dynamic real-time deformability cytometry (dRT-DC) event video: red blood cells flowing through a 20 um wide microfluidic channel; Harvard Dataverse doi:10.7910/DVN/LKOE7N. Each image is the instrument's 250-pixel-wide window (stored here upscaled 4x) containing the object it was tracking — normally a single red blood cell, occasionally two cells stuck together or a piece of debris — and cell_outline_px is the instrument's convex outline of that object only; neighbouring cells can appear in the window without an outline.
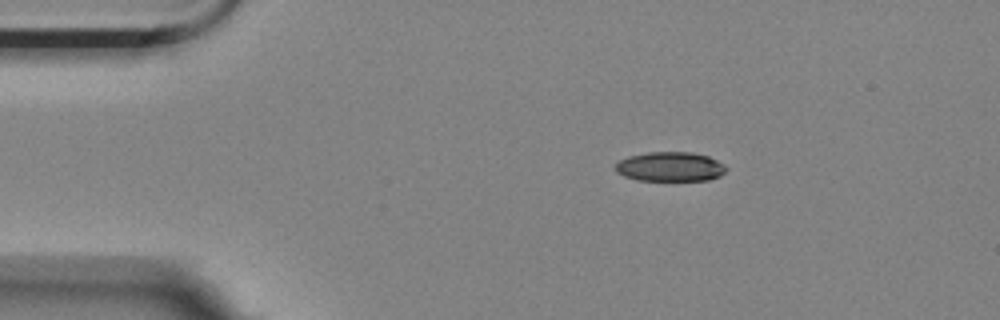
{"species": "Egyptian fruit bat (a non-hibernating species)", "species_latin": "Rousettus aegyptiacus", "temperature_condition": "room temperature", "stored_images_in_passage": 5, "camera_frame_rate_fps": 3000, "um_per_image_px": 0.085, "animal": {"sex": "female"}, "frame": {"image": 1, "passage_image": 1, "time_ms": 0.0, "image_size_px": [1000, 320], "cell_outline_px": [[728, 168], [720, 176], [708, 180], [636, 180], [624, 176], [616, 172], [616, 164], [620, 160], [628, 156], [648, 152], [692, 152], [708, 156], [724, 164]], "centroid_in_image_um": [56.97, 14.16], "position_along_channel_um": 28.0, "area_um2": 19.02}}
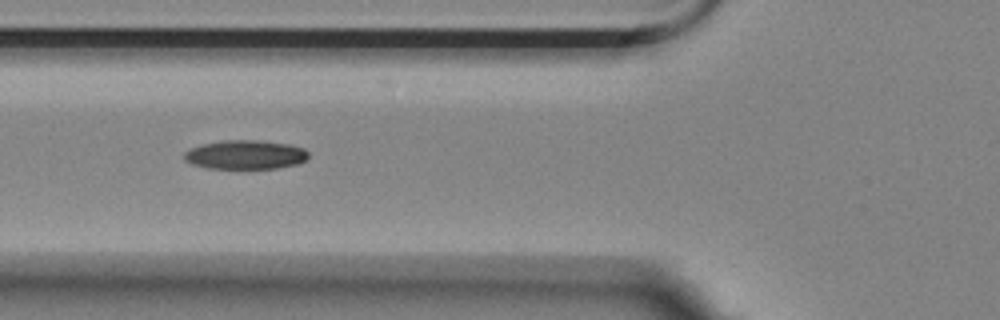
{"frame": {"image": 2, "passage_image": 4, "time_ms": 1.0, "image_size_px": [1000, 320], "cell_outline_px": [[308, 156], [304, 160], [296, 164], [276, 168], [208, 168], [192, 164], [184, 160], [184, 152], [200, 144], [220, 140], [256, 140], [288, 144], [304, 148], [308, 152]], "centroid_in_image_um": [20.82, 13.14], "position_along_channel_um": 105.0, "area_um2": 20.92}}
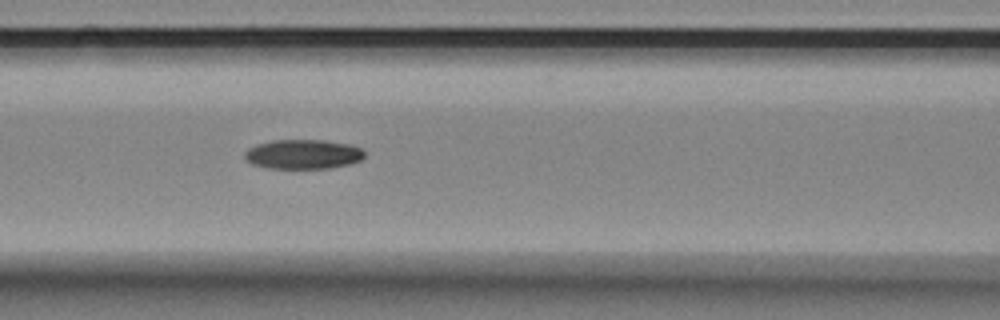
{"frame": {"image": 3, "passage_image": 5, "time_ms": 1.333, "image_size_px": [1000, 320], "cell_outline_px": [[364, 156], [360, 160], [348, 164], [328, 168], [268, 168], [252, 164], [244, 160], [244, 152], [248, 148], [256, 144], [272, 140], [324, 140], [352, 144], [360, 148], [364, 152]], "centroid_in_image_um": [25.72, 13.1], "position_along_channel_um": 140.9, "area_um2": 20.69}}